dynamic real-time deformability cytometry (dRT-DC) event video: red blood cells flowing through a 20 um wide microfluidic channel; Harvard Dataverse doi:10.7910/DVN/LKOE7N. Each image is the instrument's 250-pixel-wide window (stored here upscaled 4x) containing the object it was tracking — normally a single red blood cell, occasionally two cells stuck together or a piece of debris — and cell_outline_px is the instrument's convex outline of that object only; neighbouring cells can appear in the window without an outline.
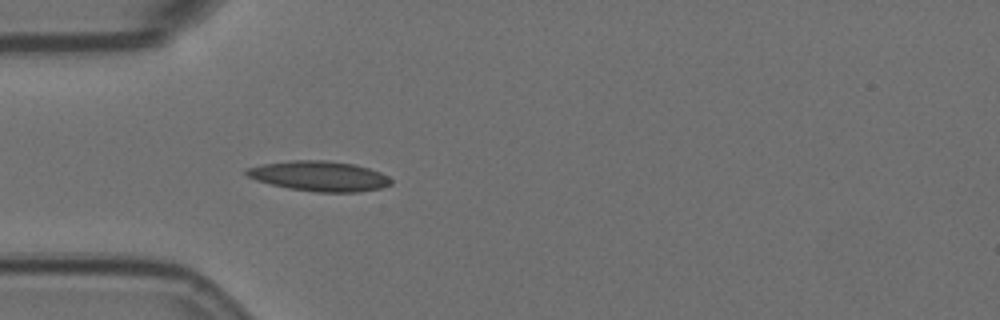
{"species": "Egyptian fruit bat (a non-hibernating species)", "species_latin": "Rousettus aegyptiacus", "temperature_condition": "room temperature", "stored_images_in_passage": 4, "camera_frame_rate_fps": 3000, "um_per_image_px": 0.085, "animal": {"sex": "female"}, "frame": {"image": 1, "passage_image": 4, "time_ms": 1.0, "image_size_px": [1000, 320], "cell_outline_px": [[392, 184], [380, 188], [360, 192], [316, 192], [288, 188], [256, 180], [248, 176], [244, 172], [248, 168], [264, 164], [292, 160], [324, 160], [352, 164], [368, 168], [380, 172], [388, 176], [392, 180]], "centroid_in_image_um": [27.17, 14.97], "position_along_channel_um": 57.8, "area_um2": 25.14}}